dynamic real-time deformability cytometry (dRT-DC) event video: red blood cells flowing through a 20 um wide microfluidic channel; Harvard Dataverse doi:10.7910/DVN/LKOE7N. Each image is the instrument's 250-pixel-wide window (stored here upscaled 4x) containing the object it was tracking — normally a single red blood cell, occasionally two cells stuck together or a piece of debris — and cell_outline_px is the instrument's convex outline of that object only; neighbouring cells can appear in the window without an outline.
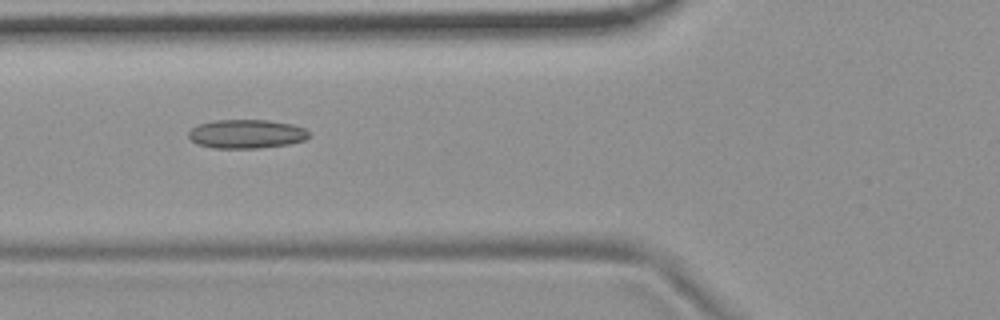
{"species": "common noctule bat (a hibernating species)", "species_latin": "Nyctalus noctula", "temperature_condition": "room temperature", "stored_images_in_passage": 6, "camera_frame_rate_fps": 3000, "um_per_image_px": 0.085, "animal": {"sex": "female", "body_mass_g": 19.9}, "frame": {"image": 1, "passage_image": 2, "time_ms": 0.333, "image_size_px": [1000, 320], "cell_outline_px": [[308, 136], [304, 140], [288, 144], [256, 148], [212, 148], [196, 144], [188, 136], [188, 132], [192, 128], [200, 124], [216, 120], [268, 120], [292, 124], [304, 128], [308, 132]], "centroid_in_image_um": [20.92, 11.38], "position_along_channel_um": 104.9, "area_um2": 20.11}}
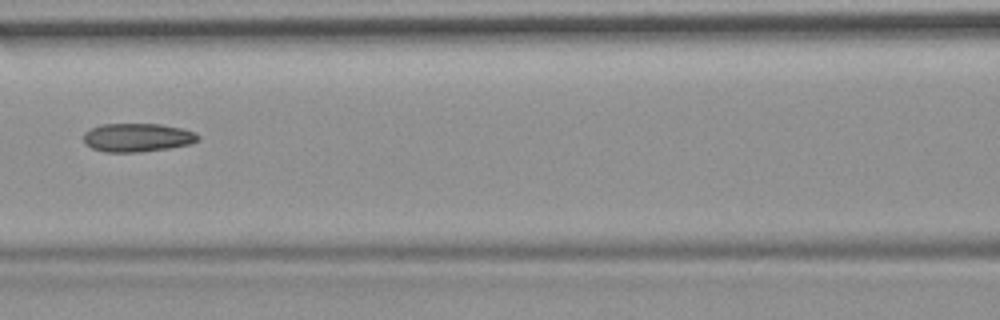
{"frame": {"image": 2, "passage_image": 3, "time_ms": 0.667, "image_size_px": [1000, 320], "cell_outline_px": [[200, 136], [196, 140], [188, 144], [168, 148], [140, 152], [104, 152], [92, 148], [84, 144], [84, 132], [100, 124], [160, 124], [180, 128], [196, 132]], "centroid_in_image_um": [11.63, 11.69], "position_along_channel_um": 155.0, "area_um2": 18.96}}
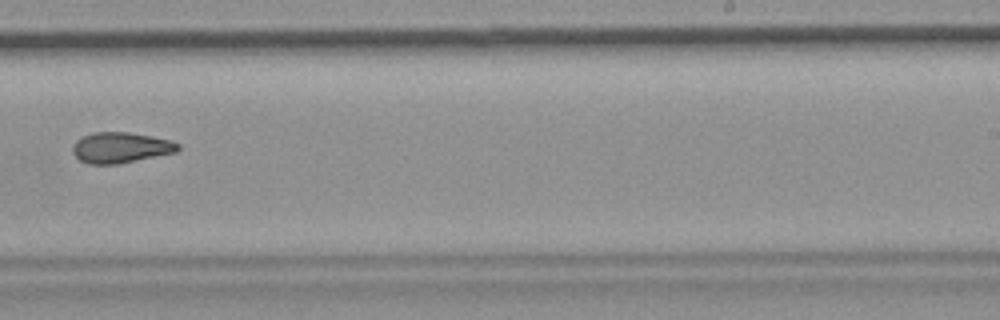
{"frame": {"image": 3, "passage_image": 6, "time_ms": 1.667, "image_size_px": [1000, 320], "cell_outline_px": [[180, 148], [176, 152], [120, 164], [88, 164], [80, 160], [72, 152], [72, 148], [76, 140], [92, 132], [128, 132], [152, 136], [172, 140], [180, 144]], "centroid_in_image_um": [10.27, 12.55], "position_along_channel_um": 278.7, "area_um2": 18.96}}